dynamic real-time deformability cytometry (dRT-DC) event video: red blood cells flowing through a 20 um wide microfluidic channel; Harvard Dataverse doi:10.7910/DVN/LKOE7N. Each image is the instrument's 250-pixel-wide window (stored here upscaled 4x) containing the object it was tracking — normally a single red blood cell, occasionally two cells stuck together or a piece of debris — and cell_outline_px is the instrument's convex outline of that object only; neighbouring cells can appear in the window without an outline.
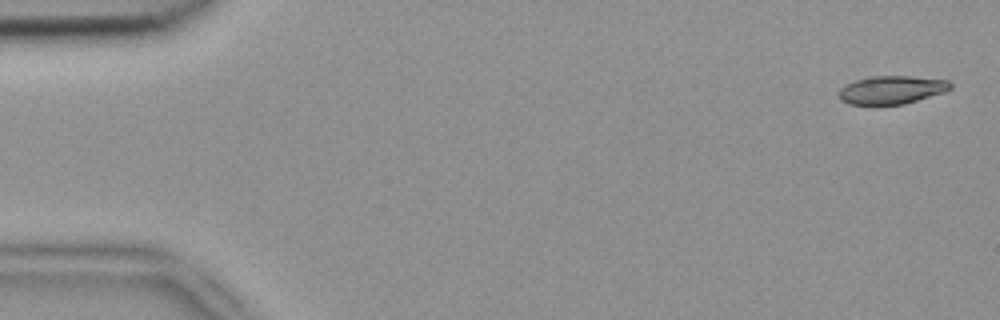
{"species": "common noctule bat (a hibernating species)", "species_latin": "Nyctalus noctula", "temperature_condition": "room temperature", "stored_images_in_passage": 7, "camera_frame_rate_fps": 3000, "um_per_image_px": 0.085, "animal": {"sex": "female", "body_mass_g": 18.4}, "frame": {"image": 1, "passage_image": 1, "time_ms": 0.0, "image_size_px": [1000, 320], "cell_outline_px": [[952, 88], [944, 92], [904, 104], [848, 104], [840, 100], [840, 88], [844, 84], [868, 76], [908, 76], [948, 80], [952, 84]], "centroid_in_image_um": [75.78, 7.63], "position_along_channel_um": 9.2, "area_um2": 18.26}}